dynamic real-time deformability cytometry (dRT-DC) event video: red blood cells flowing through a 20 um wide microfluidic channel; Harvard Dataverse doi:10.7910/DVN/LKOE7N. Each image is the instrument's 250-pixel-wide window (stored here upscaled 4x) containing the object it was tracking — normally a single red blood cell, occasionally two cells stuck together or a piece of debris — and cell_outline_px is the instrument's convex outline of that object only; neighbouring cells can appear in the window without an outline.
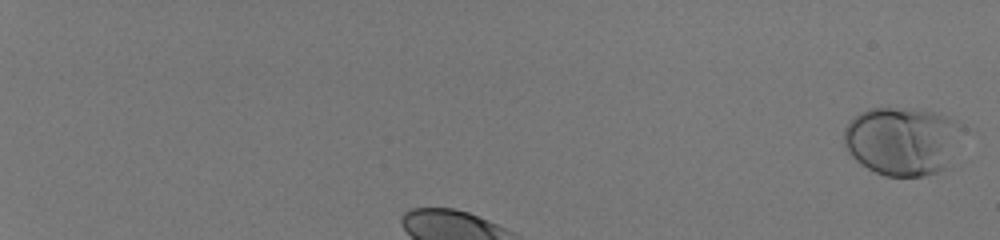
{"species": "human", "species_latin": "Homo sapiens", "temperature_condition": "room temperature", "stored_images_in_passage": 34, "camera_frame_rate_fps": 3000, "um_per_image_px": 0.085, "donor": {"sex": "male"}, "frame": {"image": 1, "passage_image": 1, "time_ms": 0.0, "image_size_px": [1000, 240], "cell_outline_px": [[964, 128], [944, 168], [936, 172], [920, 176], [884, 176], [860, 164], [848, 152], [844, 144], [844, 128], [860, 112], [868, 108], [916, 108], [932, 112], [956, 120], [964, 124]], "centroid_in_image_um": [76.66, 11.96], "position_along_channel_um": 8.3, "area_um2": 46.99}}
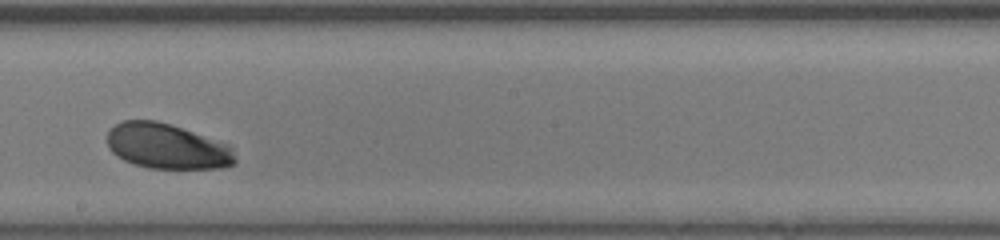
{"frame": {"image": 2, "passage_image": 21, "time_ms": 6.667, "image_size_px": [1000, 240], "cell_outline_px": [[236, 164], [220, 168], [148, 168], [124, 160], [116, 156], [108, 148], [108, 132], [116, 124], [124, 120], [156, 120], [192, 132], [224, 144], [232, 148], [236, 160]], "centroid_in_image_um": [14.16, 12.45], "position_along_channel_um": 234.0, "area_um2": 33.18}}
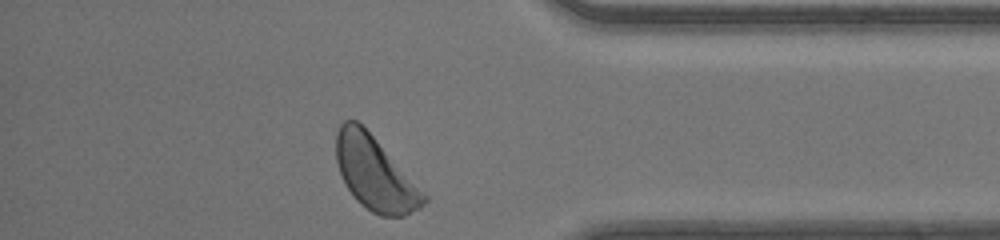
{"frame": {"image": 3, "passage_image": 34, "time_ms": 11.0, "image_size_px": [1000, 240], "cell_outline_px": [[428, 200], [420, 208], [404, 216], [380, 216], [372, 212], [360, 204], [356, 200], [344, 184], [336, 160], [336, 132], [340, 124], [344, 120], [356, 120], [372, 136], [428, 196]], "centroid_in_image_um": [31.85, 14.78], "position_along_channel_um": 403.3, "area_um2": 36.99}, "authors_computed_cell_mechanics": {"area_um2": 34.9401, "velocity_mm_per_s": 4.1129, "shape_relaxation_time_tau1_ms": 1.7678, "shape_relaxation_time_tau2_ms": null, "deformation_change_tau1": 0.1049, "deformation_change_tau2": null}}